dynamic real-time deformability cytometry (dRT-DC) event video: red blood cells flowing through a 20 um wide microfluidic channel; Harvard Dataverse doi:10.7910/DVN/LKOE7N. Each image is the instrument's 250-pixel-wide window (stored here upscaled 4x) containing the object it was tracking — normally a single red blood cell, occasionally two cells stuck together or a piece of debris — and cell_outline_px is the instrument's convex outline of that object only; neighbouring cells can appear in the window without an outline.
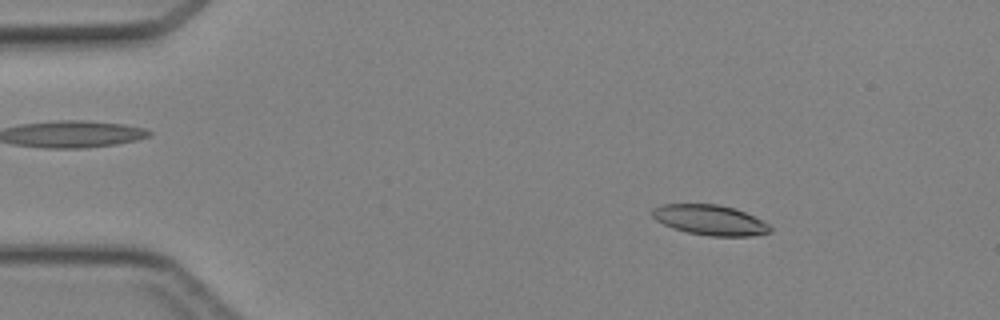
{"species": "Egyptian fruit bat (a non-hibernating species)", "species_latin": "Rousettus aegyptiacus", "temperature_condition": "cold", "stored_images_in_passage": 44, "camera_frame_rate_fps": 3000, "um_per_image_px": 0.085, "animal": {"sex": "female"}, "frame": {"image": 1, "passage_image": 5, "time_ms": 1.333, "image_size_px": [1000, 320], "cell_outline_px": [[772, 232], [752, 236], [712, 236], [688, 232], [672, 228], [656, 220], [652, 216], [652, 208], [660, 204], [720, 204], [736, 208], [768, 224], [772, 228]], "centroid_in_image_um": [60.34, 18.69], "position_along_channel_um": 24.7, "area_um2": 20.75}}
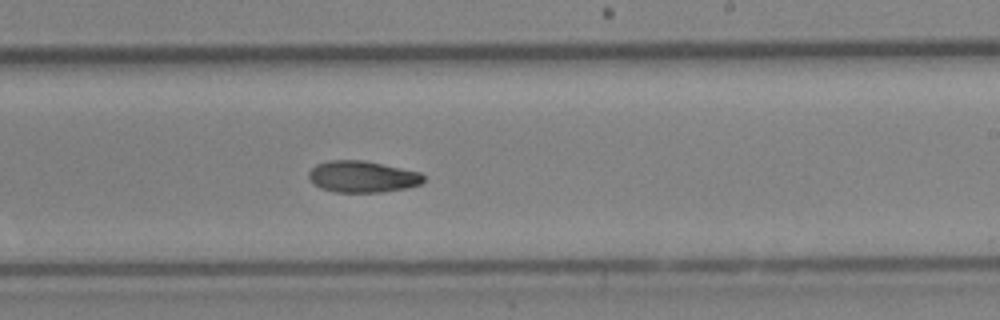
{"frame": {"image": 2, "passage_image": 26, "time_ms": 8.333, "image_size_px": [1000, 320], "cell_outline_px": [[424, 180], [420, 184], [408, 188], [380, 192], [332, 192], [320, 188], [312, 184], [308, 176], [308, 172], [316, 164], [328, 160], [364, 160], [420, 172], [424, 176]], "centroid_in_image_um": [30.77, 15.02], "position_along_channel_um": 258.2, "area_um2": 21.27}}
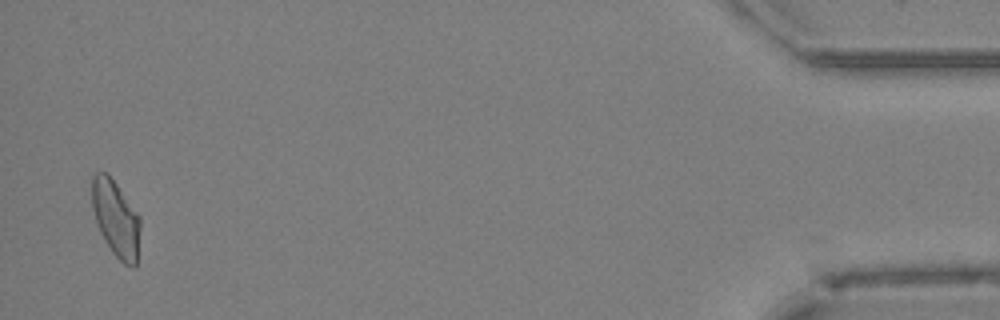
{"frame": {"image": 3, "passage_image": 43, "time_ms": 14.0, "image_size_px": [1000, 320], "cell_outline_px": [[140, 228], [136, 268], [132, 268], [124, 264], [112, 252], [104, 240], [100, 232], [92, 208], [92, 176], [96, 172], [104, 172], [116, 184], [140, 216]], "centroid_in_image_um": [9.86, 18.62], "position_along_channel_um": 425.3, "area_um2": 21.33}}